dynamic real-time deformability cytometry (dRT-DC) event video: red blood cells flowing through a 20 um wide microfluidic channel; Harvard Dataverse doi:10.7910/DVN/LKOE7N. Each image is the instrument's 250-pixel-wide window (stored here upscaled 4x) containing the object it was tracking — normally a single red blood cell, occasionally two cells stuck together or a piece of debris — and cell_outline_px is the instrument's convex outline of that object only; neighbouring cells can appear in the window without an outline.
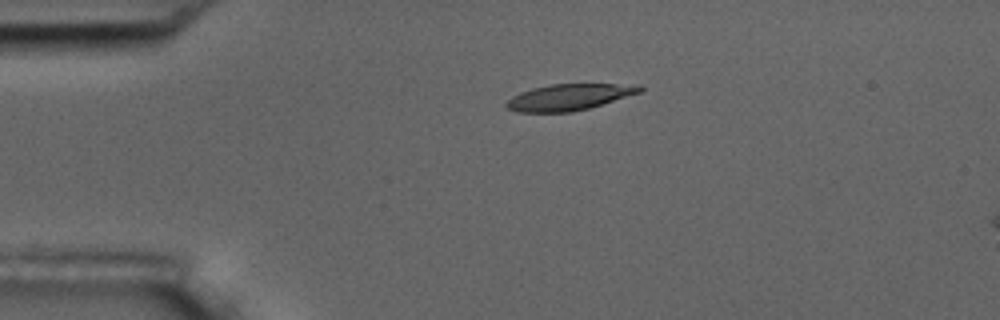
{"species": "common noctule bat (a hibernating species)", "species_latin": "Nyctalus noctula", "temperature_condition": "room temperature", "stored_images_in_passage": 6, "camera_frame_rate_fps": 3000, "um_per_image_px": 0.085, "animal": {"sex": "male", "body_mass_g": 17.5, "forearm_length_mm": 52.3}, "frame": {"image": 1, "passage_image": 4, "time_ms": 3.667, "image_size_px": [1000, 320], "cell_outline_px": [[644, 88], [640, 92], [588, 108], [572, 112], [516, 112], [508, 108], [504, 104], [512, 96], [520, 92], [532, 88], [552, 84], [640, 84]], "centroid_in_image_um": [48.35, 8.25], "position_along_channel_um": 36.7, "area_um2": 20.29}}